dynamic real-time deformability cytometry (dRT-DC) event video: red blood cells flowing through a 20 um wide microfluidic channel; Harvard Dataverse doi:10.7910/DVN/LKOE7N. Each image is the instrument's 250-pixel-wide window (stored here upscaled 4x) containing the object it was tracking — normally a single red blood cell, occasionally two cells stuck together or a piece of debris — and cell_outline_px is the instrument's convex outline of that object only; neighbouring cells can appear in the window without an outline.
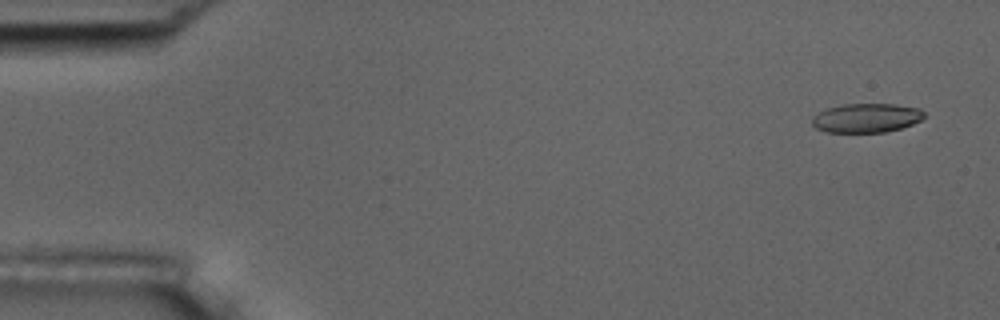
{"species": "common noctule bat (a hibernating species)", "species_latin": "Nyctalus noctula", "temperature_condition": "room temperature", "stored_images_in_passage": 5, "camera_frame_rate_fps": 3000, "um_per_image_px": 0.085, "animal": {"sex": "male", "body_mass_g": 17.5, "forearm_length_mm": 52.3}, "frame": {"image": 1, "passage_image": 1, "time_ms": 0.0, "image_size_px": [1000, 320], "cell_outline_px": [[924, 116], [920, 120], [912, 124], [900, 128], [884, 132], [828, 132], [816, 128], [812, 124], [812, 116], [828, 108], [840, 104], [896, 104], [920, 108], [924, 112]], "centroid_in_image_um": [73.64, 10.02], "position_along_channel_um": 11.4, "area_um2": 18.96}}
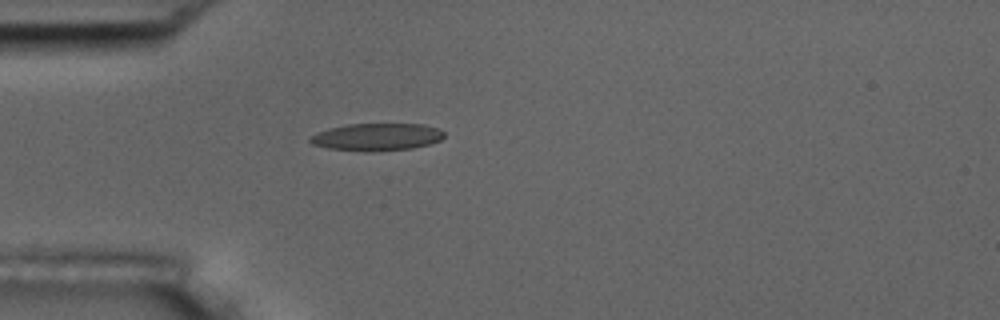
{"frame": {"image": 2, "passage_image": 5, "time_ms": 4.333, "image_size_px": [1000, 320], "cell_outline_px": [[444, 136], [440, 140], [428, 144], [412, 148], [372, 152], [364, 152], [328, 148], [312, 144], [308, 140], [312, 136], [328, 128], [348, 124], [424, 124], [440, 128], [444, 132]], "centroid_in_image_um": [32.05, 11.64], "position_along_channel_um": 53.0, "area_um2": 21.44}}